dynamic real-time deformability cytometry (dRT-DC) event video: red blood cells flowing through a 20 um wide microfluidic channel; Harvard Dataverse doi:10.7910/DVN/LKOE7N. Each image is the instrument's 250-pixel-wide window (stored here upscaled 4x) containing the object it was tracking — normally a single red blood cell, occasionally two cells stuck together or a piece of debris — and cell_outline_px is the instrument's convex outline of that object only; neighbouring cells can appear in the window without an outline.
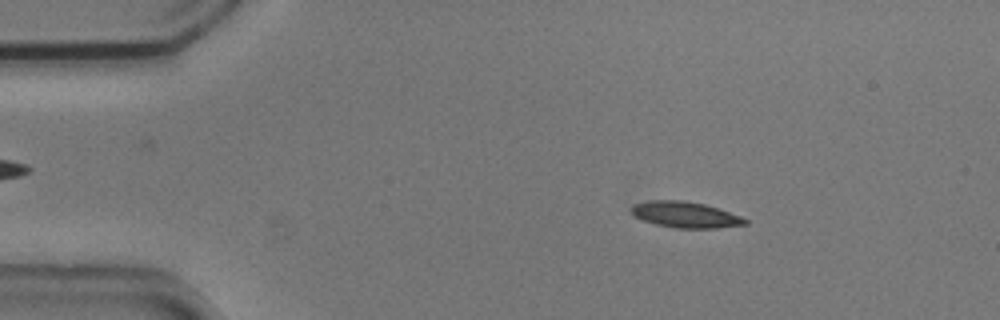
{"species": "common noctule bat (a hibernating species)", "species_latin": "Nyctalus noctula", "temperature_condition": "cold", "stored_images_in_passage": 53, "camera_frame_rate_fps": 3000, "um_per_image_px": 0.085, "animal": {"sex": "male", "body_mass_g": 20.5, "forearm_length_mm": 52.5}, "frame": {"image": 1, "passage_image": 8, "time_ms": 2.333, "image_size_px": [1000, 320], "cell_outline_px": [[748, 224], [716, 228], [676, 228], [656, 224], [644, 220], [636, 216], [632, 212], [632, 204], [648, 200], [684, 200], [704, 204], [740, 216], [748, 220]], "centroid_in_image_um": [58.25, 18.24], "position_along_channel_um": 26.7, "area_um2": 17.05}}
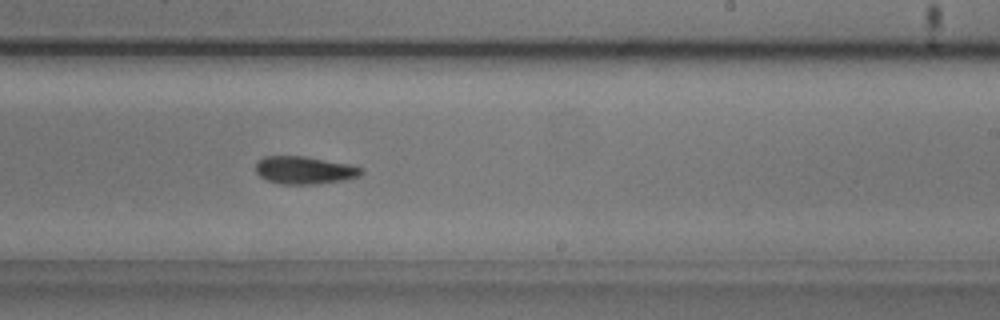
{"frame": {"image": 2, "passage_image": 32, "time_ms": 10.333, "image_size_px": [1000, 320], "cell_outline_px": [[364, 172], [360, 176], [344, 180], [316, 184], [280, 184], [268, 180], [260, 176], [256, 172], [256, 164], [264, 156], [304, 156], [352, 164], [364, 168]], "centroid_in_image_um": [25.94, 14.46], "position_along_channel_um": 263.1, "area_um2": 17.17}}
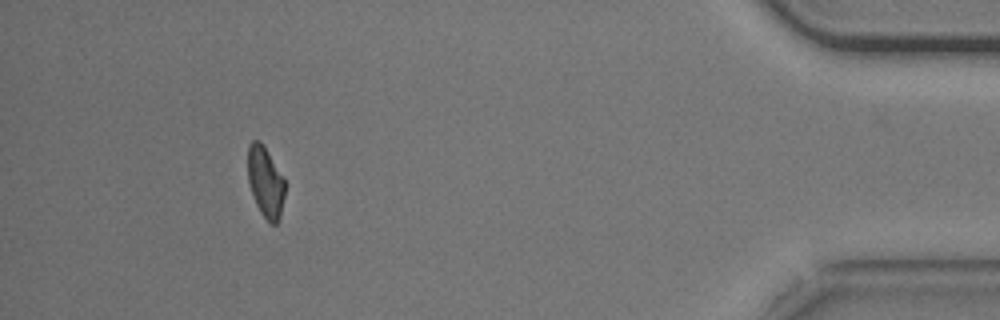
{"frame": {"image": 3, "passage_image": 49, "time_ms": 16.0, "image_size_px": [1000, 320], "cell_outline_px": [[284, 196], [280, 220], [276, 224], [272, 224], [260, 212], [256, 204], [248, 180], [248, 144], [252, 140], [260, 140], [264, 144], [284, 180]], "centroid_in_image_um": [22.56, 15.45], "position_along_channel_um": 412.6, "area_um2": 15.2}, "authors_computed_cell_mechanics": {"area_um2": 16.9354, "velocity_mm_per_s": 3.7148, "shape_relaxation_time_tau1_ms": 8.979, "shape_relaxation_time_tau2_ms": 9.1337, "deformation_change_tau1": 0.2027, "deformation_change_tau2": 0.1413}}